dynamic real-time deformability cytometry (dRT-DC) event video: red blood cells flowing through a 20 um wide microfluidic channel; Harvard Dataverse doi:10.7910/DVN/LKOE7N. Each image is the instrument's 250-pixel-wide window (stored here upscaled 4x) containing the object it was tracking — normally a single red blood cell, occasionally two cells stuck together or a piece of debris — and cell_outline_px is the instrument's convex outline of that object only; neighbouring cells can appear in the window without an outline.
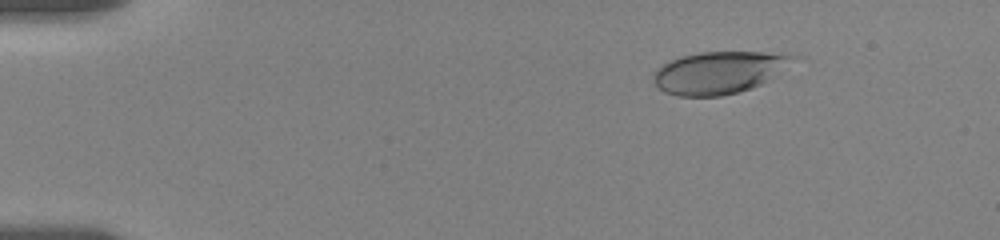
{"species": "human", "species_latin": "Homo sapiens", "temperature_condition": "room temperature", "stored_images_in_passage": 57, "camera_frame_rate_fps": 3000, "um_per_image_px": 0.085, "donor": {"sex": "female"}, "frame": {"image": 1, "passage_image": 8, "time_ms": 2.333, "image_size_px": [1000, 240], "cell_outline_px": [[804, 56], [760, 84], [752, 88], [740, 92], [720, 96], [676, 96], [664, 92], [652, 80], [652, 76], [656, 68], [680, 56], [700, 52], [780, 52]], "centroid_in_image_um": [61.16, 6.15], "position_along_channel_um": 23.8, "area_um2": 34.68}}
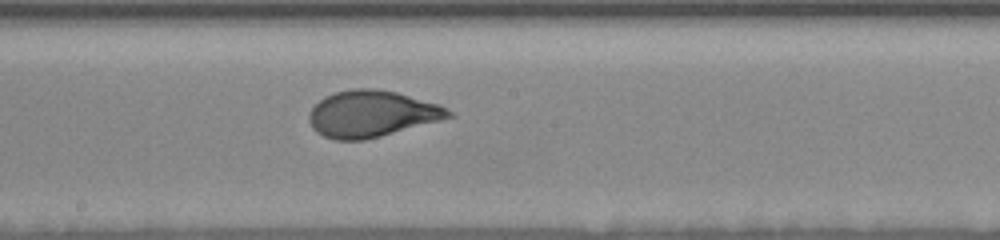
{"frame": {"image": 2, "passage_image": 32, "time_ms": 10.333, "image_size_px": [1000, 240], "cell_outline_px": [[456, 116], [380, 136], [364, 140], [336, 140], [324, 136], [316, 132], [312, 128], [308, 120], [308, 112], [324, 96], [336, 92], [352, 88], [376, 88], [396, 92], [440, 104], [448, 108]], "centroid_in_image_um": [31.59, 9.67], "position_along_channel_um": 216.6, "area_um2": 37.92}}
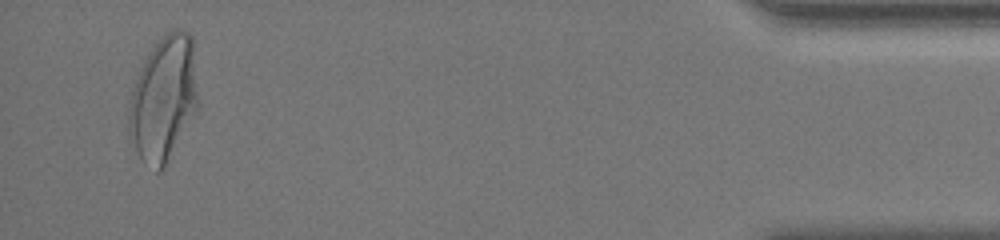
{"frame": {"image": 3, "passage_image": 55, "time_ms": 18.0, "image_size_px": [1000, 240], "cell_outline_px": [[200, 104], [196, 112], [160, 172], [156, 172], [144, 164], [140, 160], [128, 136], [128, 116], [132, 92], [140, 68], [148, 52], [172, 28], [180, 28], [188, 32], [192, 36]], "centroid_in_image_um": [13.91, 8.39], "position_along_channel_um": 421.3, "area_um2": 50.69}, "authors_computed_cell_mechanics": {"area_um2": 36.992, "velocity_mm_per_s": 3.5397, "shape_relaxation_time_tau1_ms": 4.4211, "shape_relaxation_time_tau2_ms": null, "deformation_change_tau1": 0.1659, "deformation_change_tau2": null}}